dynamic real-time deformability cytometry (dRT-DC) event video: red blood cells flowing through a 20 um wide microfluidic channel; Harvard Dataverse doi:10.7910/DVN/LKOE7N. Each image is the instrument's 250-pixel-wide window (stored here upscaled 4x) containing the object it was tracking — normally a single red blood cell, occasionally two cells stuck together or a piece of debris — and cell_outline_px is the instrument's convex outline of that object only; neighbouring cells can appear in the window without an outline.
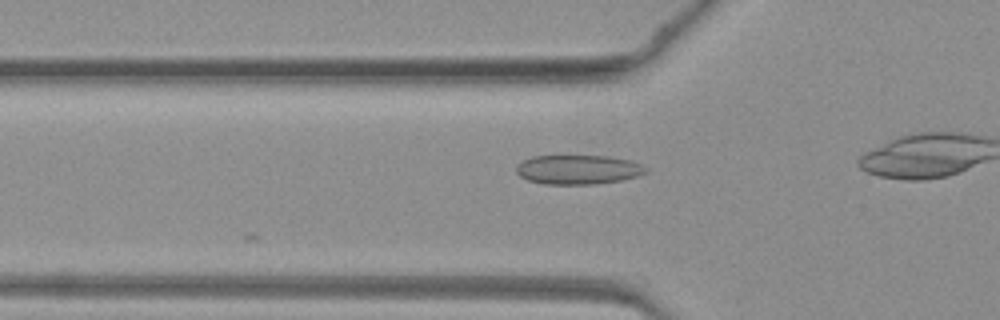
{"species": "common noctule bat (a hibernating species)", "species_latin": "Nyctalus noctula", "temperature_condition": "warm", "stored_images_in_passage": 15, "camera_frame_rate_fps": 3000, "um_per_image_px": 0.085, "animal": {"sex": "female", "body_mass_g": 19.3, "forearm_length_mm": 54.1}, "frame": {"image": 1, "passage_image": 2, "time_ms": 0.333, "image_size_px": [1000, 320], "cell_outline_px": [[648, 172], [636, 176], [620, 180], [596, 184], [544, 184], [528, 180], [520, 176], [516, 172], [516, 164], [532, 156], [608, 156], [632, 160], [648, 168]], "centroid_in_image_um": [49.14, 14.41], "position_along_channel_um": 76.7, "area_um2": 22.2}}
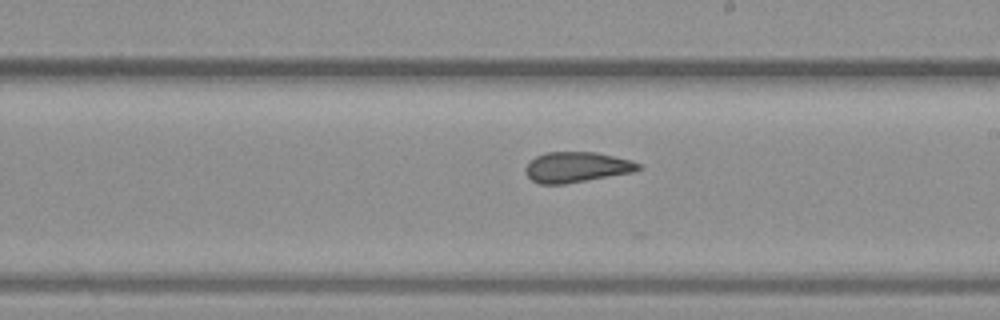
{"frame": {"image": 2, "passage_image": 13, "time_ms": 4.0, "image_size_px": [1000, 320], "cell_outline_px": [[644, 168], [632, 172], [564, 184], [540, 184], [532, 180], [524, 172], [524, 168], [536, 156], [544, 152], [596, 152], [632, 160], [640, 164]], "centroid_in_image_um": [49.02, 14.2], "position_along_channel_um": 240.0, "area_um2": 20.0}}